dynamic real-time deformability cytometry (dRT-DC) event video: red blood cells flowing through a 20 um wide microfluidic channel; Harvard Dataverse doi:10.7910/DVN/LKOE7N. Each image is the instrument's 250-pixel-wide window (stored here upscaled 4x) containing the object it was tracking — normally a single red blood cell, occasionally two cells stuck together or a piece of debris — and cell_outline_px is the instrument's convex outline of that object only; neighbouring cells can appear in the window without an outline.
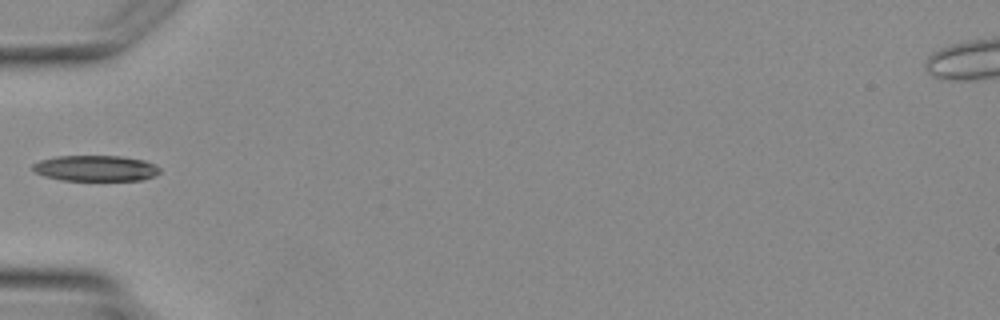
{"species": "Egyptian fruit bat (a non-hibernating species)", "species_latin": "Rousettus aegyptiacus", "temperature_condition": "warm", "stored_images_in_passage": 1, "camera_frame_rate_fps": 3000, "um_per_image_px": 0.085, "animal": {"sex": "female"}, "frame": {"image": 1, "passage_image": 1, "time_ms": 0.0, "image_size_px": [1000, 320], "cell_outline_px": [[160, 172], [156, 176], [140, 180], [60, 180], [44, 176], [36, 172], [32, 168], [32, 164], [40, 160], [56, 156], [120, 156], [144, 160], [156, 164], [160, 168]], "centroid_in_image_um": [8.15, 14.3], "position_along_channel_um": 76.9, "area_um2": 19.19}}